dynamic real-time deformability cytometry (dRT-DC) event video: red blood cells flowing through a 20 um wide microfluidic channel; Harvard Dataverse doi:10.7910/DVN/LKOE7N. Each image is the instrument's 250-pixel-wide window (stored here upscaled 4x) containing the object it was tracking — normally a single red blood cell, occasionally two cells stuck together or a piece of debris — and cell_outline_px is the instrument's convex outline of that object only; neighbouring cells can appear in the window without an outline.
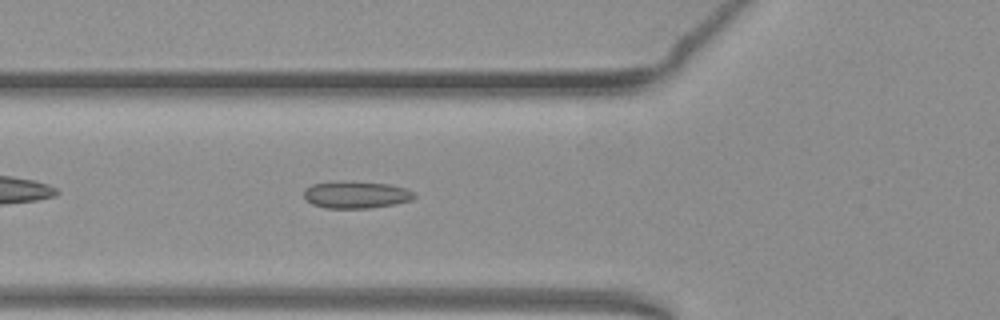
{"species": "common noctule bat (a hibernating species)", "species_latin": "Nyctalus noctula", "temperature_condition": "warm", "stored_images_in_passage": 7, "camera_frame_rate_fps": 3000, "um_per_image_px": 0.085, "animal": {"sex": "female", "body_mass_g": 19.3, "forearm_length_mm": 54.1}, "frame": {"image": 1, "passage_image": 6, "time_ms": 1.667, "image_size_px": [1000, 320], "cell_outline_px": [[416, 196], [412, 200], [396, 204], [368, 208], [324, 208], [312, 204], [304, 200], [304, 188], [312, 184], [332, 180], [348, 180], [388, 184], [404, 188], [416, 192]], "centroid_in_image_um": [30.22, 16.53], "position_along_channel_um": 95.6, "area_um2": 17.98}}